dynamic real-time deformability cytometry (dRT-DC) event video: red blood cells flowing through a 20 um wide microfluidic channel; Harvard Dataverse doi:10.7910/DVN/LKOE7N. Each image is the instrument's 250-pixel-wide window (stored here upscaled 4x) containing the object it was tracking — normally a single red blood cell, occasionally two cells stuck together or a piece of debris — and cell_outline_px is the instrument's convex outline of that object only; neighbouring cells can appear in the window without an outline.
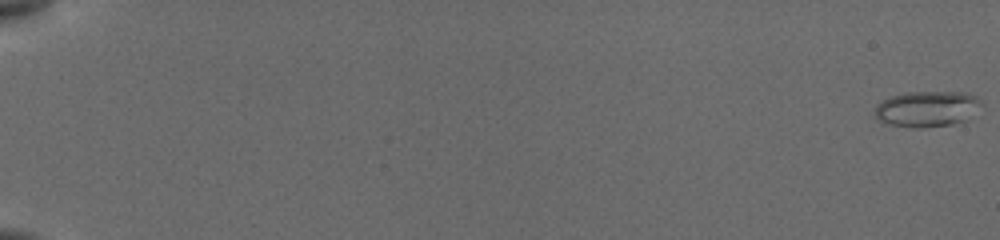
{"species": "common noctule bat (a hibernating species)", "species_latin": "Nyctalus noctula", "temperature_condition": "cold", "stored_images_in_passage": 37, "camera_frame_rate_fps": 3000, "um_per_image_px": 0.085, "animal": {"sex": "female", "body_mass_g": 19.5, "forearm_length_mm": 54.1}, "frame": {"image": 1, "passage_image": 1, "time_ms": 0.0, "image_size_px": [1000, 240], "cell_outline_px": [[984, 104], [964, 120], [952, 124], [924, 128], [912, 128], [884, 124], [876, 116], [876, 104], [880, 100], [892, 96], [908, 92], [968, 92], [976, 96]], "centroid_in_image_um": [78.78, 9.25], "position_along_channel_um": 6.2, "area_um2": 22.37}}
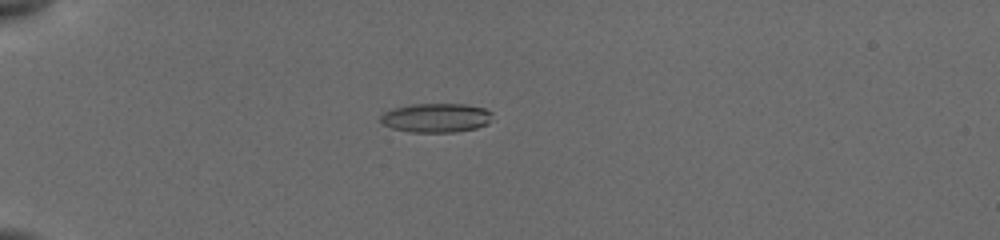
{"frame": {"image": 2, "passage_image": 25, "time_ms": 5.667, "image_size_px": [1000, 240], "cell_outline_px": [[492, 112], [488, 124], [476, 128], [456, 132], [412, 132], [392, 128], [384, 124], [380, 120], [380, 116], [384, 112], [396, 108], [412, 104], [464, 104], [484, 108]], "centroid_in_image_um": [37.08, 10.01], "position_along_channel_um": 47.9, "area_um2": 18.84}}
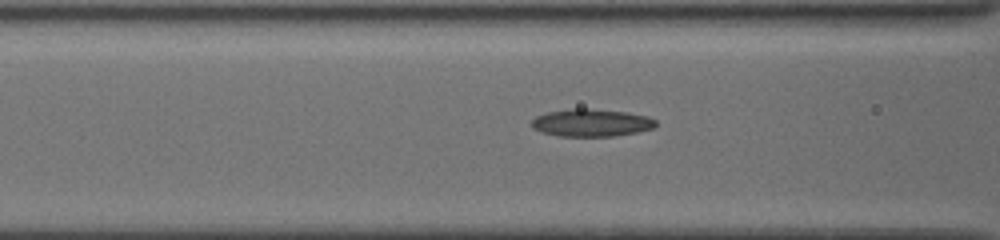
{"frame": {"image": 3, "passage_image": 34, "time_ms": 8.333, "image_size_px": [1000, 240], "cell_outline_px": [[656, 124], [652, 128], [636, 132], [616, 136], [556, 136], [540, 132], [532, 128], [532, 120], [536, 116], [548, 112], [572, 108], [584, 108], [628, 112], [648, 116], [656, 120]], "centroid_in_image_um": [50.24, 10.43], "position_along_channel_um": 116.4, "area_um2": 20.0}}